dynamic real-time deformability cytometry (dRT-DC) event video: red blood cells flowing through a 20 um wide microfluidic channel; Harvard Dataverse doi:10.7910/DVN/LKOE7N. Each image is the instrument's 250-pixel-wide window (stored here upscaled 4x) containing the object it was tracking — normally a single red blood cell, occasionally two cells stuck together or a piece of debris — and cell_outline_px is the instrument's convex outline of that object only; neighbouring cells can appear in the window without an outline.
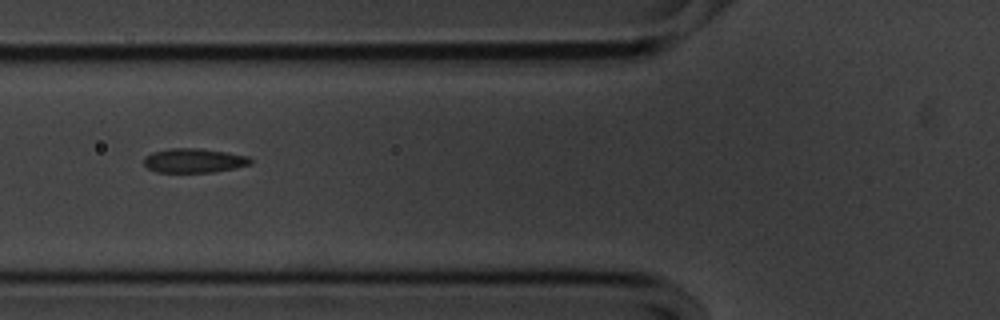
{"species": "common noctule bat (a hibernating species)", "species_latin": "Nyctalus noctula", "temperature_condition": "cold", "stored_images_in_passage": 22, "camera_frame_rate_fps": 3000, "um_per_image_px": 0.085, "animal": {"sex": "male", "body_mass_g": 20.1, "forearm_length_mm": 53.5}, "frame": {"image": 1, "passage_image": 4, "time_ms": 1.0, "image_size_px": [1000, 320], "cell_outline_px": [[252, 164], [236, 168], [212, 172], [156, 172], [148, 168], [144, 164], [144, 156], [152, 152], [168, 148], [200, 148], [248, 156], [252, 160]], "centroid_in_image_um": [16.47, 13.64], "position_along_channel_um": 109.3, "area_um2": 15.14}}
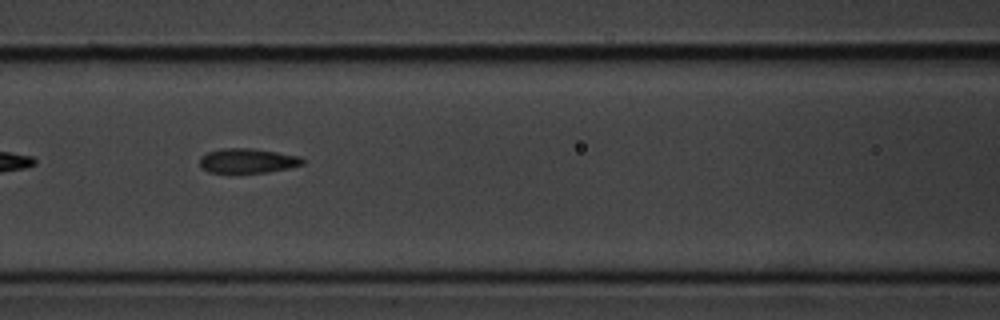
{"frame": {"image": 2, "passage_image": 7, "time_ms": 2.0, "image_size_px": [1000, 320], "cell_outline_px": [[304, 164], [288, 168], [268, 172], [208, 172], [200, 168], [200, 156], [208, 152], [220, 148], [252, 148], [300, 156], [304, 160]], "centroid_in_image_um": [21.02, 13.65], "position_along_channel_um": 145.6, "area_um2": 14.74}}
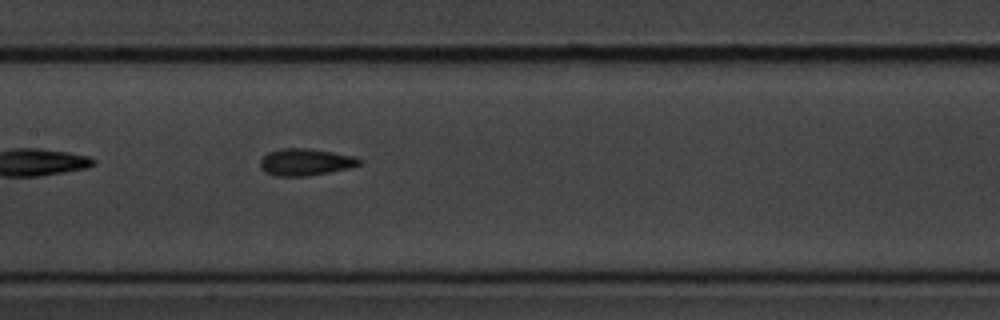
{"frame": {"image": 3, "passage_image": 10, "time_ms": 3.0, "image_size_px": [1000, 320], "cell_outline_px": [[364, 160], [360, 164], [348, 168], [308, 176], [276, 176], [264, 172], [260, 168], [260, 160], [268, 152], [280, 148], [308, 148], [356, 156]], "centroid_in_image_um": [25.95, 13.77], "position_along_channel_um": 181.4, "area_um2": 15.66}}